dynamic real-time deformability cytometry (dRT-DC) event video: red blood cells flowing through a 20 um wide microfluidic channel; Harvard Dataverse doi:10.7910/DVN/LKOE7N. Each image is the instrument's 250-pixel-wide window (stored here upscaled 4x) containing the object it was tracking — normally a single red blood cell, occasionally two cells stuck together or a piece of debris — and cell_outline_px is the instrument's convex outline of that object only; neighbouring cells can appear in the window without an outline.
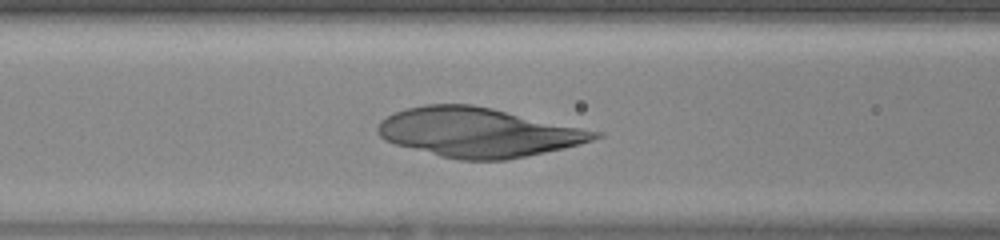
{"species": "human", "species_latin": "Homo sapiens", "temperature_condition": "warm", "stored_images_in_passage": 28, "camera_frame_rate_fps": 3000, "um_per_image_px": 0.085, "donor": {"sex": "female"}, "frame": {"image": 1, "passage_image": 9, "time_ms": 2.667, "image_size_px": [1000, 240], "cell_outline_px": [[604, 136], [580, 144], [564, 148], [508, 160], [460, 160], [440, 156], [396, 144], [384, 140], [376, 132], [376, 128], [380, 120], [392, 112], [424, 104], [472, 104], [492, 108], [604, 132]], "centroid_in_image_um": [40.65, 11.25], "position_along_channel_um": 126.0, "area_um2": 62.54}}
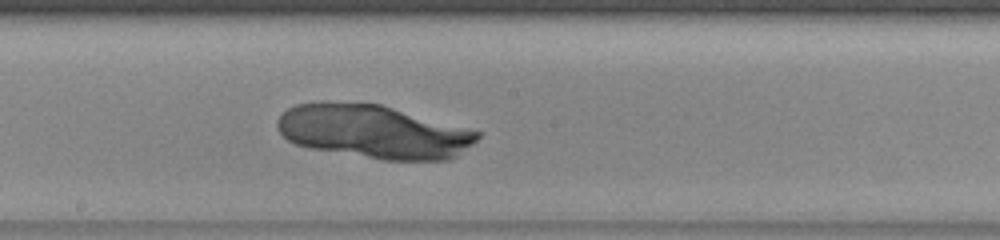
{"frame": {"image": 2, "passage_image": 15, "time_ms": 4.667, "image_size_px": [1000, 240], "cell_outline_px": [[480, 136], [472, 144], [456, 156], [448, 160], [384, 160], [308, 148], [296, 144], [288, 140], [276, 128], [276, 120], [288, 108], [296, 104], [320, 100], [324, 100], [380, 104], [480, 132]], "centroid_in_image_um": [31.67, 11.17], "position_along_channel_um": 216.5, "area_um2": 62.48}}
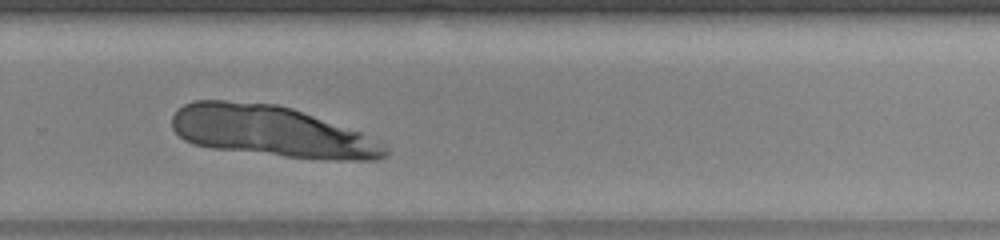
{"frame": {"image": 3, "passage_image": 21, "time_ms": 6.667, "image_size_px": [1000, 240], "cell_outline_px": [[388, 156], [376, 160], [328, 160], [284, 156], [212, 148], [192, 144], [184, 140], [172, 128], [172, 116], [184, 104], [192, 100], [224, 100], [276, 104], [292, 108], [360, 132], [388, 148]], "centroid_in_image_um": [23.04, 11.17], "position_along_channel_um": 306.8, "area_um2": 63.0}}